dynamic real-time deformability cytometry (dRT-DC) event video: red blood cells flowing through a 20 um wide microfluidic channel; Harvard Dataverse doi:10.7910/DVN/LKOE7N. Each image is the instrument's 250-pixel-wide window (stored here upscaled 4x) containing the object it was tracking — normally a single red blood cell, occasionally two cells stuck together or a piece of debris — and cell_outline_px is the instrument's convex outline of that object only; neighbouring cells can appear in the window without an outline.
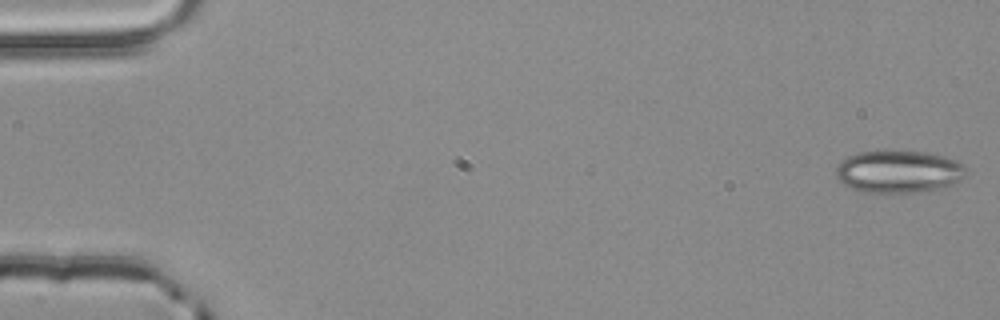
{"species": "common noctule bat (a hibernating species)", "species_latin": "Nyctalus noctula", "temperature_condition": "room temperature", "stored_images_in_passage": 54, "camera_frame_rate_fps": 3000, "um_per_image_px": 0.085, "animal": {"sex": "male", "body_mass_g": 20.4}, "frame": {"image": 1, "passage_image": 1, "time_ms": 0.0, "image_size_px": [1000, 320], "cell_outline_px": [[968, 172], [960, 180], [952, 184], [936, 188], [912, 192], [864, 192], [852, 188], [844, 184], [836, 176], [836, 168], [840, 160], [856, 152], [924, 152], [956, 160], [964, 164]], "centroid_in_image_um": [76.37, 14.58], "position_along_channel_um": 8.6, "area_um2": 31.62}}
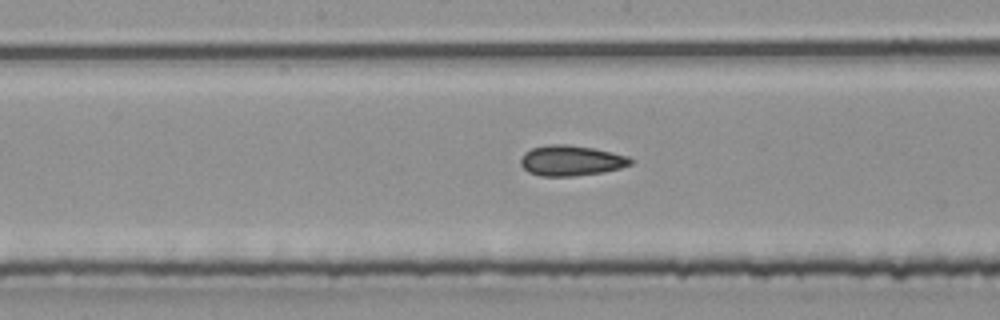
{"frame": {"image": 2, "passage_image": 28, "time_ms": 9.0, "image_size_px": [1000, 320], "cell_outline_px": [[636, 160], [632, 164], [620, 168], [604, 172], [572, 176], [540, 176], [528, 172], [520, 164], [520, 160], [524, 152], [532, 148], [548, 144], [568, 144], [592, 148], [612, 152], [628, 156]], "centroid_in_image_um": [48.55, 13.65], "position_along_channel_um": 199.6, "area_um2": 19.65}}
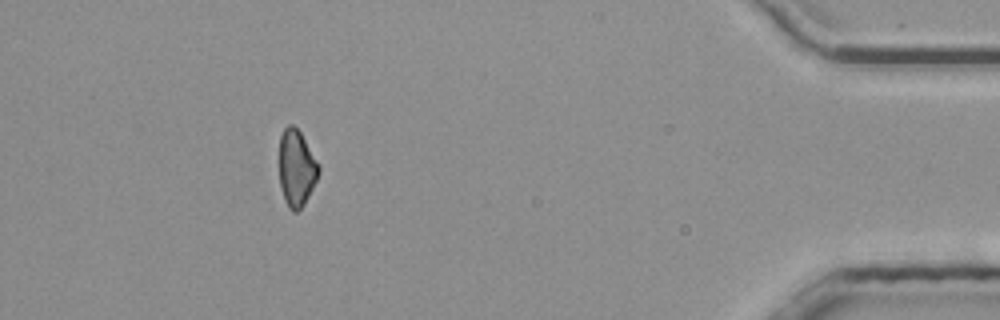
{"frame": {"image": 3, "passage_image": 49, "time_ms": 16.0, "image_size_px": [1000, 320], "cell_outline_px": [[320, 172], [304, 204], [296, 212], [292, 212], [288, 208], [284, 200], [280, 188], [280, 136], [284, 128], [288, 124], [292, 124], [300, 132], [320, 164]], "centroid_in_image_um": [25.2, 14.29], "position_along_channel_um": 410.0, "area_um2": 17.63}, "authors_computed_cell_mechanics": {"area_um2": 19.3919, "velocity_mm_per_s": 3.8709, "shape_relaxation_time_tau1_ms": null, "shape_relaxation_time_tau2_ms": 4.4089, "deformation_change_tau1": null, "deformation_change_tau2": 0.1127}}